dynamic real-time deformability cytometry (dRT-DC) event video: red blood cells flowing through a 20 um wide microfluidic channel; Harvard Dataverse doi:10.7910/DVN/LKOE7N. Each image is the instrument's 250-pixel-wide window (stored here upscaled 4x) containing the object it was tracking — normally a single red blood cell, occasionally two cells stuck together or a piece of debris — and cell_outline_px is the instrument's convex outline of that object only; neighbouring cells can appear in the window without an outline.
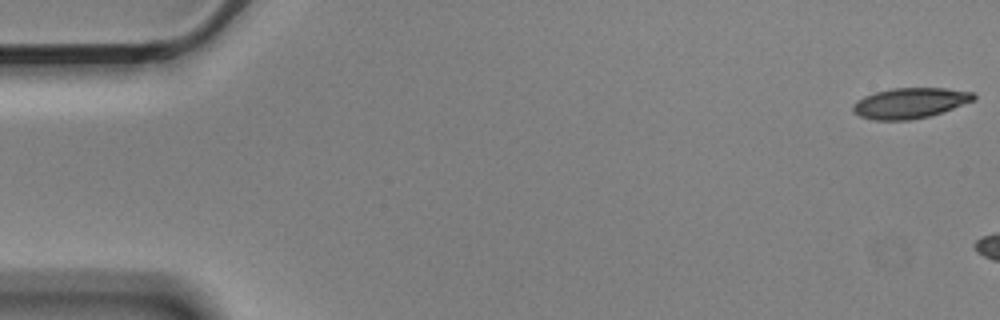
{"species": "Egyptian fruit bat (a non-hibernating species)", "species_latin": "Rousettus aegyptiacus", "temperature_condition": "cold", "stored_images_in_passage": 10, "camera_frame_rate_fps": 3000, "um_per_image_px": 0.085, "animal": {"sex": "male"}, "frame": {"image": 1, "passage_image": 1, "time_ms": 0.0, "image_size_px": [1000, 320], "cell_outline_px": [[976, 100], [928, 116], [908, 120], [872, 120], [860, 116], [852, 112], [852, 104], [856, 100], [864, 96], [876, 92], [892, 88], [948, 88], [972, 92], [976, 96]], "centroid_in_image_um": [77.31, 8.75], "position_along_channel_um": 7.7, "area_um2": 21.44}}